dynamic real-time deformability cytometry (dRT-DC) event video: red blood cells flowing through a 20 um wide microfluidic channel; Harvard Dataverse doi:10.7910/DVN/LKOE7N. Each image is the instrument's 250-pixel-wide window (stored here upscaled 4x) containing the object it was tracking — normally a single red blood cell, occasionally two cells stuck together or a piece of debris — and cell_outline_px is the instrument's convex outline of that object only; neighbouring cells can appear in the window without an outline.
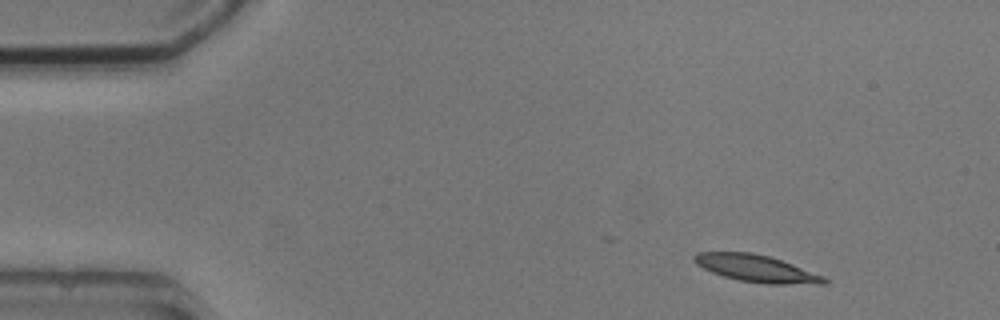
{"species": "common noctule bat (a hibernating species)", "species_latin": "Nyctalus noctula", "temperature_condition": "cold", "stored_images_in_passage": 4, "camera_frame_rate_fps": 3000, "um_per_image_px": 0.085, "animal": {"sex": "male", "body_mass_g": 20.5, "forearm_length_mm": 52.5}, "frame": {"image": 1, "passage_image": 1, "time_ms": 0.0, "image_size_px": [1000, 320], "cell_outline_px": [[828, 284], [768, 284], [740, 280], [724, 276], [712, 272], [696, 264], [692, 260], [692, 256], [696, 252], [752, 252], [768, 256], [792, 264], [824, 276], [828, 280]], "centroid_in_image_um": [64.28, 22.81], "position_along_channel_um": 20.7, "area_um2": 20.4}}
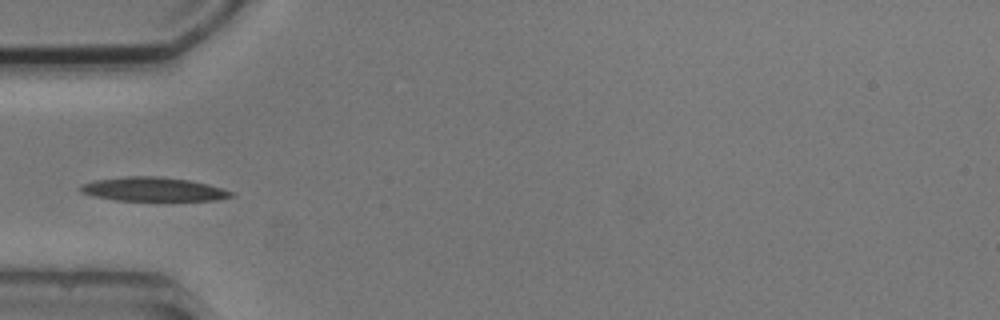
{"frame": {"image": 2, "passage_image": 4, "time_ms": 3.667, "image_size_px": [1000, 320], "cell_outline_px": [[236, 196], [216, 200], [116, 200], [92, 196], [80, 192], [76, 188], [80, 184], [92, 180], [124, 176], [160, 176], [188, 180], [208, 184], [232, 192]], "centroid_in_image_um": [12.93, 16.08], "position_along_channel_um": 72.1, "area_um2": 21.15}}